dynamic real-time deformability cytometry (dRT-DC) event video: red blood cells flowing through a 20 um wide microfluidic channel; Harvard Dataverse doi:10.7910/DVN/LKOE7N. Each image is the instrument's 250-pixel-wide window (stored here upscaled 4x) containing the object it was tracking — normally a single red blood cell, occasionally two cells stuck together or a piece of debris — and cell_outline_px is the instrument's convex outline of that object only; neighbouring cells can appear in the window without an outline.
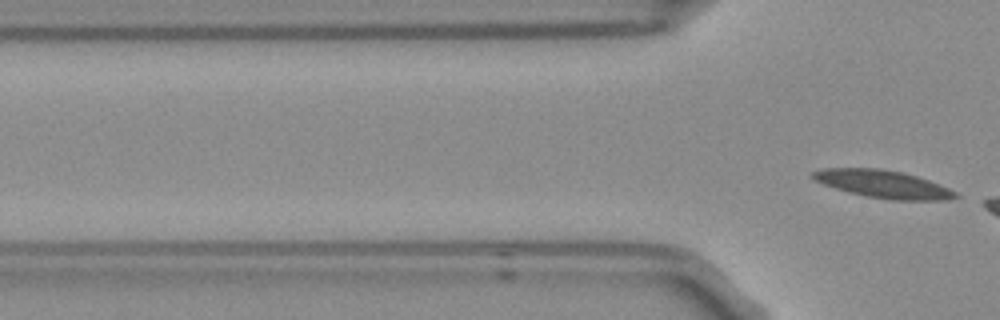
{"species": "Egyptian fruit bat (a non-hibernating species)", "species_latin": "Rousettus aegyptiacus", "temperature_condition": "room temperature", "stored_images_in_passage": 6, "segment_of_instrument_passage": [2, 2], "camera_frame_rate_fps": 3000, "um_per_image_px": 0.085, "frame": {"image": 1, "passage_image": 6, "time_ms": 1.667, "image_size_px": [1000, 320], "cell_outline_px": [[960, 196], [948, 200], [892, 200], [864, 196], [848, 192], [824, 184], [808, 176], [812, 172], [824, 168], [880, 168], [900, 172], [916, 176], [940, 184], [956, 192]], "centroid_in_image_um": [75.06, 15.65], "position_along_channel_um": 50.7, "area_um2": 23.0}}